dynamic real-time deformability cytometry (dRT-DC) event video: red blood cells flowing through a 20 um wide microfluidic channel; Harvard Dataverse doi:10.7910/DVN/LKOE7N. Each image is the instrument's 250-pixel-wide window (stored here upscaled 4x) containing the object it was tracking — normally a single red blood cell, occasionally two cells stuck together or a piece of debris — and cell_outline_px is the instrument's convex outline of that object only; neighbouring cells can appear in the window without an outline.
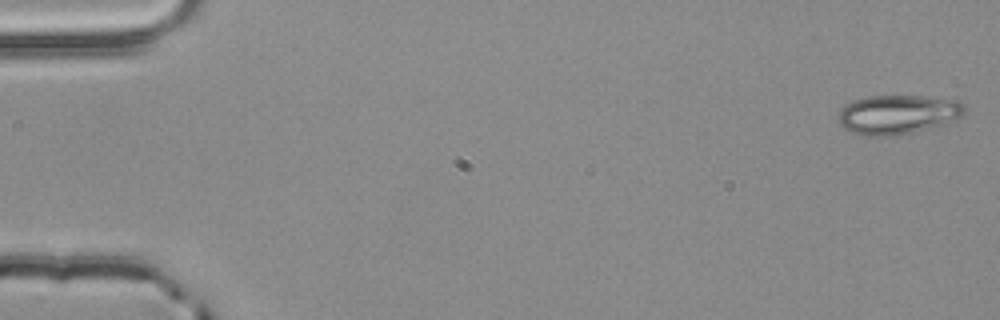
{"species": "common noctule bat (a hibernating species)", "species_latin": "Nyctalus noctula", "temperature_condition": "room temperature", "stored_images_in_passage": 54, "camera_frame_rate_fps": 3000, "um_per_image_px": 0.085, "animal": {"sex": "male", "body_mass_g": 20.4}, "frame": {"image": 1, "passage_image": 1, "time_ms": 0.0, "image_size_px": [1000, 320], "cell_outline_px": [[964, 112], [960, 116], [940, 124], [928, 128], [912, 132], [892, 136], [864, 136], [852, 132], [844, 128], [840, 124], [840, 108], [852, 100], [868, 96], [920, 96], [960, 100], [964, 104]], "centroid_in_image_um": [76.27, 9.72], "position_along_channel_um": 8.7, "area_um2": 28.55}}
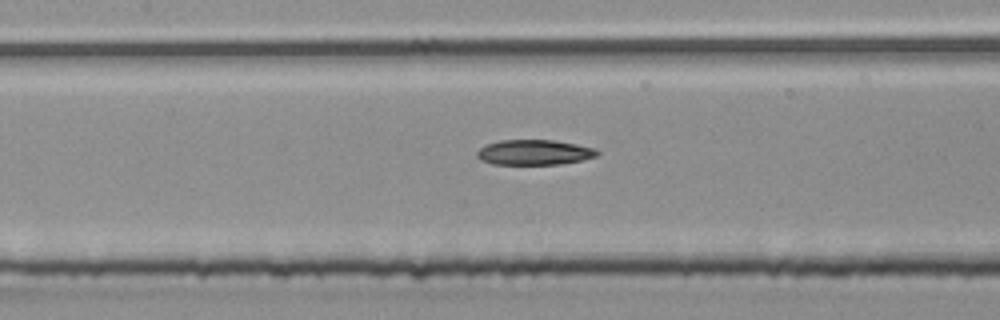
{"frame": {"image": 2, "passage_image": 25, "time_ms": 8.0, "image_size_px": [1000, 320], "cell_outline_px": [[600, 152], [596, 156], [584, 160], [560, 164], [492, 164], [480, 160], [476, 156], [476, 152], [484, 144], [500, 140], [552, 140], [576, 144], [596, 148]], "centroid_in_image_um": [45.4, 12.95], "position_along_channel_um": 162.0, "area_um2": 17.8}}
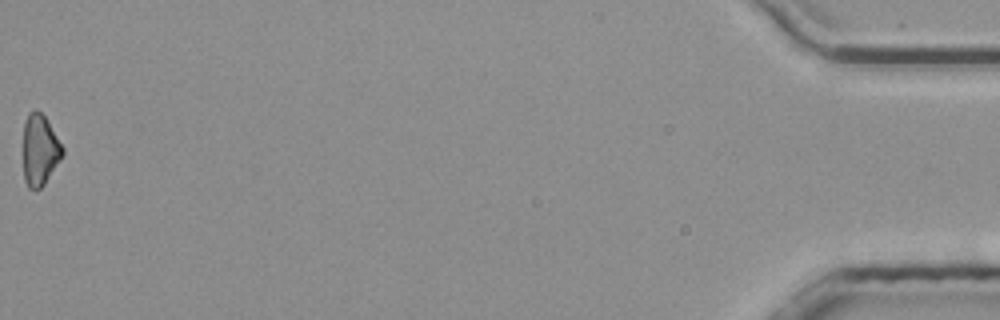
{"frame": {"image": 3, "passage_image": 54, "time_ms": 17.667, "image_size_px": [1000, 320], "cell_outline_px": [[64, 156], [44, 184], [36, 192], [28, 188], [24, 180], [20, 152], [20, 148], [24, 120], [28, 112], [36, 108], [48, 120], [64, 148]], "centroid_in_image_um": [3.32, 12.75], "position_along_channel_um": 431.9, "area_um2": 17.57}}